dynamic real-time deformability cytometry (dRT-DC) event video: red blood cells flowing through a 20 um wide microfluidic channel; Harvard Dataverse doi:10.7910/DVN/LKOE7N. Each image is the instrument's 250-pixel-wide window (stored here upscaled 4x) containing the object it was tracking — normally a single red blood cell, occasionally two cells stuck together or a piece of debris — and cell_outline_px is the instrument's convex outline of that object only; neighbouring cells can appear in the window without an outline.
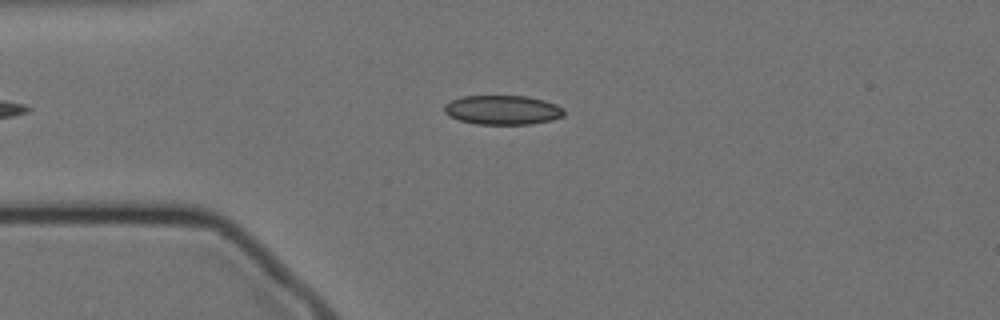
{"species": "Egyptian fruit bat (a non-hibernating species)", "species_latin": "Rousettus aegyptiacus", "temperature_condition": "cold", "stored_images_in_passage": 56, "camera_frame_rate_fps": 3000, "um_per_image_px": 0.085, "animal": {"sex": "female"}, "frame": {"image": 1, "passage_image": 12, "time_ms": 3.667, "image_size_px": [1000, 320], "cell_outline_px": [[564, 116], [552, 120], [532, 124], [476, 124], [460, 120], [448, 116], [444, 112], [444, 104], [460, 96], [528, 96], [544, 100], [556, 104], [564, 108]], "centroid_in_image_um": [42.73, 9.34], "position_along_channel_um": 42.3, "area_um2": 20.63}}
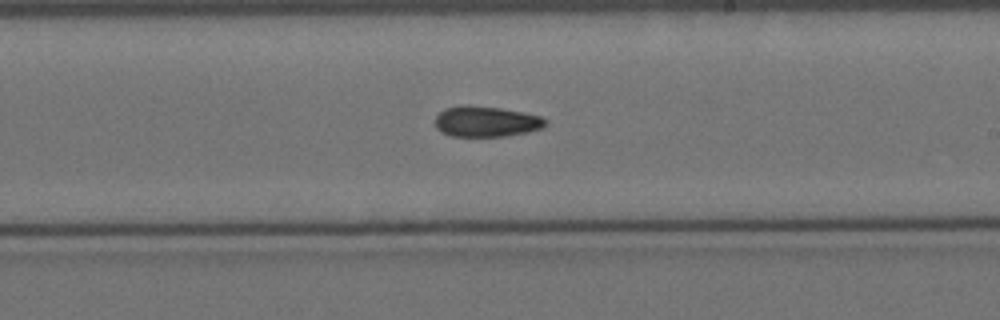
{"frame": {"image": 2, "passage_image": 31, "time_ms": 10.0, "image_size_px": [1000, 320], "cell_outline_px": [[548, 124], [544, 128], [528, 132], [508, 136], [452, 136], [440, 132], [436, 128], [436, 116], [444, 108], [500, 108], [540, 116], [548, 120]], "centroid_in_image_um": [41.39, 10.38], "position_along_channel_um": 247.6, "area_um2": 19.07}}
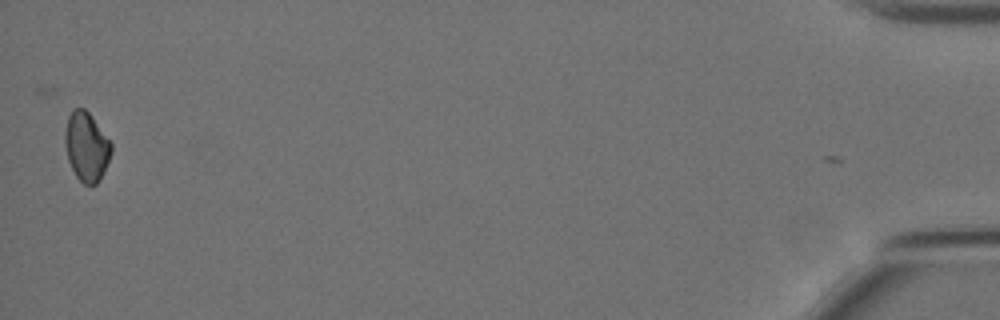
{"frame": {"image": 3, "passage_image": 55, "time_ms": 18.0, "image_size_px": [1000, 320], "cell_outline_px": [[112, 152], [104, 172], [96, 184], [84, 184], [76, 176], [68, 160], [64, 144], [64, 132], [68, 116], [72, 108], [84, 108], [92, 116], [112, 144]], "centroid_in_image_um": [7.34, 12.44], "position_along_channel_um": 427.9, "area_um2": 18.67}}